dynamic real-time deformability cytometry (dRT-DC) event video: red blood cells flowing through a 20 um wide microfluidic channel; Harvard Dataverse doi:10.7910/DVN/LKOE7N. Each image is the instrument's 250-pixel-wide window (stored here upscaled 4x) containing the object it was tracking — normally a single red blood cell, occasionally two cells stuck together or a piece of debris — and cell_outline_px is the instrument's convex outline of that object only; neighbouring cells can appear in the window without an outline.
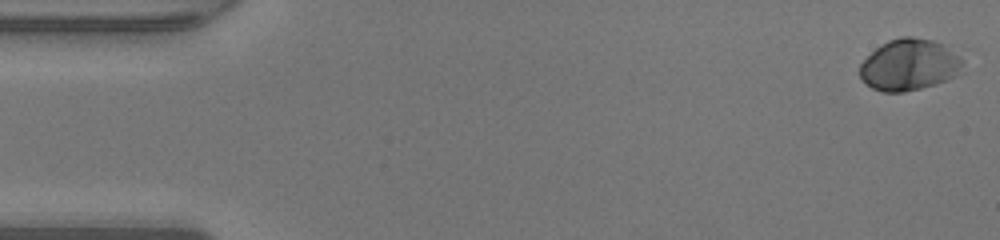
{"species": "human", "species_latin": "Homo sapiens", "temperature_condition": "warm", "stored_images_in_passage": 48, "camera_frame_rate_fps": 3000, "um_per_image_px": 0.085, "donor": {"sex": "male"}, "frame": {"image": 1, "passage_image": 1, "time_ms": 0.0, "image_size_px": [1000, 240], "cell_outline_px": [[964, 72], [948, 80], [936, 84], [904, 92], [884, 92], [872, 88], [860, 76], [860, 64], [876, 48], [888, 40], [900, 36], [912, 36], [932, 40], [940, 44], [956, 56], [960, 60]], "centroid_in_image_um": [77.27, 5.52], "position_along_channel_um": 7.7, "area_um2": 30.46}}
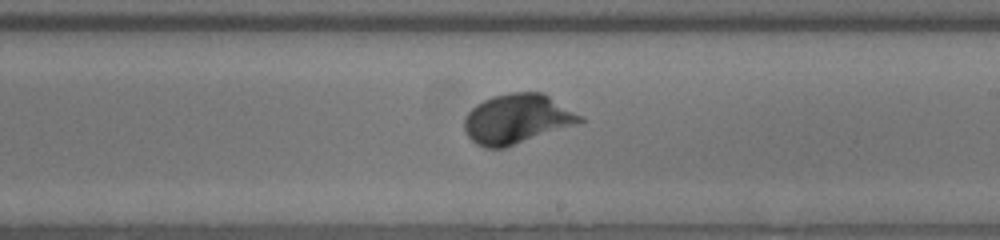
{"frame": {"image": 2, "passage_image": 28, "time_ms": 9.0, "image_size_px": [1000, 240], "cell_outline_px": [[584, 120], [576, 124], [504, 148], [484, 148], [476, 144], [464, 132], [464, 120], [468, 112], [476, 104], [492, 96], [508, 92], [544, 92], [584, 116]], "centroid_in_image_um": [43.95, 10.09], "position_along_channel_um": 245.1, "area_um2": 33.58}}
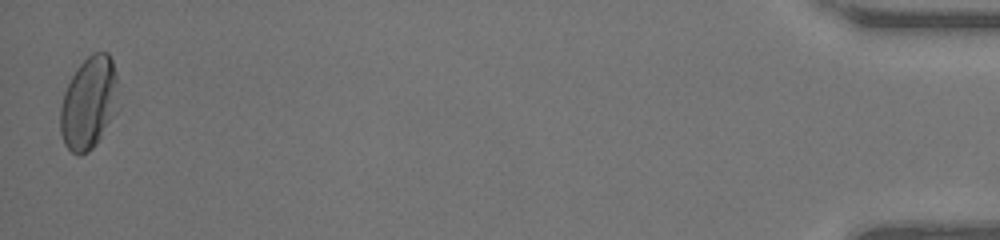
{"frame": {"image": 3, "passage_image": 48, "time_ms": 15.667, "image_size_px": [1000, 240], "cell_outline_px": [[120, 108], [96, 144], [88, 152], [80, 156], [72, 152], [64, 144], [60, 132], [60, 108], [64, 92], [72, 76], [80, 64], [92, 52], [108, 52], [112, 60], [116, 72]], "centroid_in_image_um": [7.58, 8.76], "position_along_channel_um": 427.6, "area_um2": 31.79}, "authors_computed_cell_mechanics": {"area_um2": 30.3161, "velocity_mm_per_s": 4.2738, "shape_relaxation_time_tau1_ms": 2.2545, "shape_relaxation_time_tau2_ms": null, "deformation_change_tau1": 0.1549, "deformation_change_tau2": null}}